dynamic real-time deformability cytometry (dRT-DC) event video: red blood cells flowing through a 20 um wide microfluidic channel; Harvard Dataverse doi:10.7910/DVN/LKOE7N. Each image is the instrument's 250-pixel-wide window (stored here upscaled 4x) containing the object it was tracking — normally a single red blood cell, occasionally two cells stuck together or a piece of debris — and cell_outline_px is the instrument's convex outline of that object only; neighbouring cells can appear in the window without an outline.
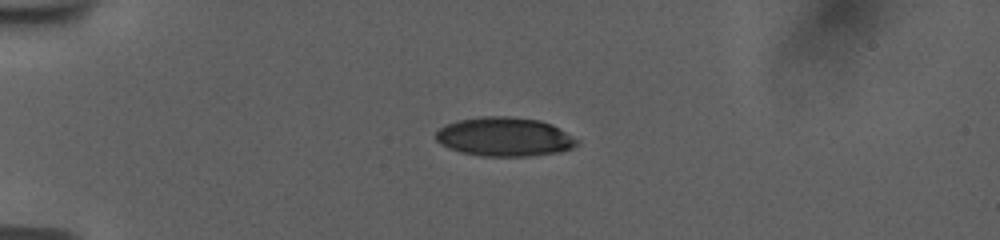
{"species": "human", "species_latin": "Homo sapiens", "temperature_condition": "room temperature", "stored_images_in_passage": 42, "camera_frame_rate_fps": 3000, "um_per_image_px": 0.085, "donor": {"sex": "female"}, "frame": {"image": 1, "passage_image": 1, "time_ms": 0.0, "image_size_px": [1000, 240], "cell_outline_px": [[580, 144], [572, 148], [560, 152], [528, 156], [480, 156], [460, 152], [448, 148], [440, 144], [436, 140], [436, 132], [444, 124], [456, 120], [480, 116], [508, 116], [540, 120], [552, 124], [560, 128], [580, 140]], "centroid_in_image_um": [42.89, 11.62], "position_along_channel_um": 42.1, "area_um2": 32.54}}
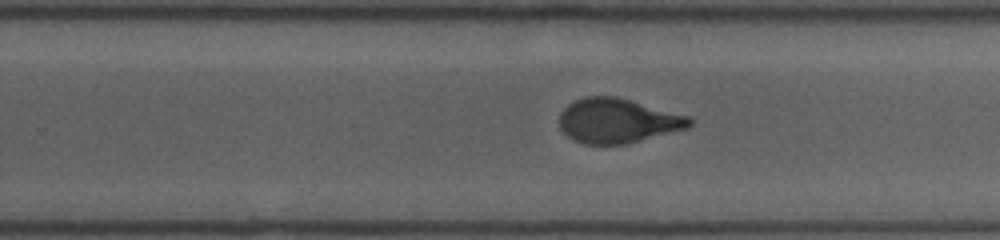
{"frame": {"image": 2, "passage_image": 23, "time_ms": 7.333, "image_size_px": [1000, 240], "cell_outline_px": [[692, 124], [688, 128], [628, 144], [584, 144], [572, 140], [560, 128], [560, 112], [568, 104], [584, 96], [616, 96], [692, 116]], "centroid_in_image_um": [52.53, 10.26], "position_along_channel_um": 277.3, "area_um2": 34.1}}
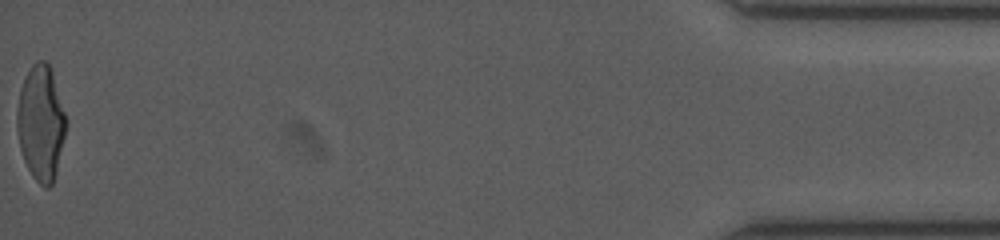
{"frame": {"image": 3, "passage_image": 42, "time_ms": 13.667, "image_size_px": [1000, 240], "cell_outline_px": [[64, 136], [52, 184], [48, 188], [44, 188], [32, 176], [24, 160], [20, 148], [16, 128], [16, 108], [20, 88], [24, 76], [32, 64], [36, 60], [44, 60], [48, 64], [52, 72], [64, 112]], "centroid_in_image_um": [3.41, 10.42], "position_along_channel_um": 431.8, "area_um2": 32.37}, "authors_computed_cell_mechanics": {"area_um2": 34.0153, "velocity_mm_per_s": 3.7891, "shape_relaxation_time_tau1_ms": 4.8692, "shape_relaxation_time_tau2_ms": null, "deformation_change_tau1": 0.1958, "deformation_change_tau2": null}}